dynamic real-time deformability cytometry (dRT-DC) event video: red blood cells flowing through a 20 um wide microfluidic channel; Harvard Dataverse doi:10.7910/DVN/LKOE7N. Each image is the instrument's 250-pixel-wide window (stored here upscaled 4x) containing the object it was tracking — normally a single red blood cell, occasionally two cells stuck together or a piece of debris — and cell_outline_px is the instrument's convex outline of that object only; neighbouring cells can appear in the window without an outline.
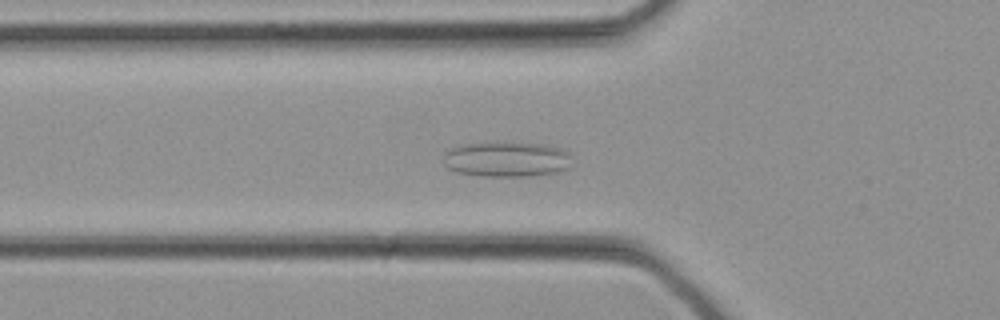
{"species": "common noctule bat (a hibernating species)", "species_latin": "Nyctalus noctula", "temperature_condition": "cold", "stored_images_in_passage": 34, "segment_of_instrument_passage": [1, 2], "camera_frame_rate_fps": 3000, "um_per_image_px": 0.085, "animal": {"sex": "female", "body_mass_g": 21.9}, "frame": {"image": 1, "passage_image": 11, "time_ms": 3.333, "image_size_px": [1000, 320], "cell_outline_px": [[568, 168], [556, 172], [532, 176], [484, 176], [456, 172], [448, 168], [444, 164], [444, 152], [448, 148], [464, 144], [548, 144], [564, 148], [568, 152]], "centroid_in_image_um": [43.04, 13.55], "position_along_channel_um": 82.8, "area_um2": 25.95}}
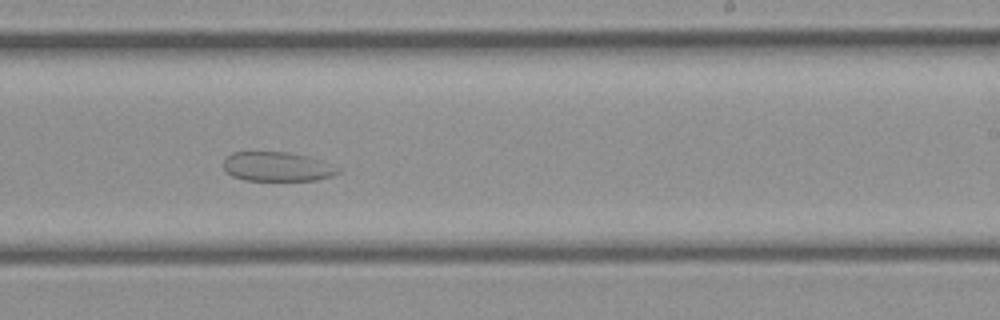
{"frame": {"image": 2, "passage_image": 20, "time_ms": 6.333, "image_size_px": [1000, 320], "cell_outline_px": [[340, 172], [332, 176], [316, 180], [244, 180], [232, 176], [224, 168], [224, 160], [232, 152], [288, 152], [308, 156], [320, 160], [340, 168]], "centroid_in_image_um": [23.57, 14.16], "position_along_channel_um": 265.4, "area_um2": 19.48}}
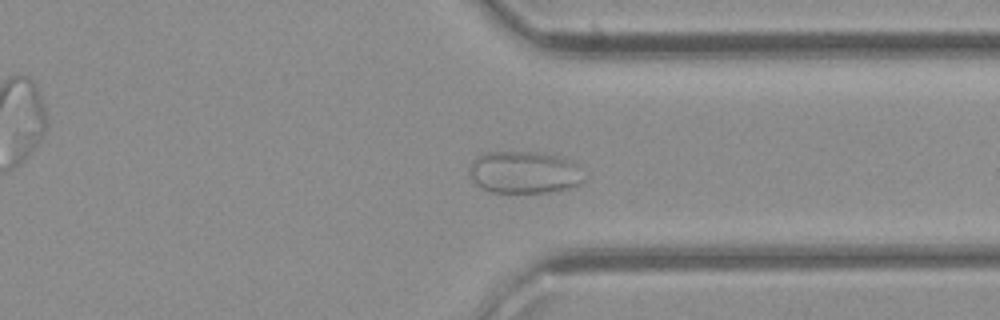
{"frame": {"image": 3, "passage_image": 25, "time_ms": 8.0, "image_size_px": [1000, 320], "cell_outline_px": [[588, 176], [580, 184], [572, 188], [548, 192], [488, 192], [476, 184], [472, 180], [468, 172], [468, 164], [476, 156], [484, 152], [544, 152], [564, 156], [572, 160]], "centroid_in_image_um": [44.59, 14.63], "position_along_channel_um": 366.8, "area_um2": 29.13}}